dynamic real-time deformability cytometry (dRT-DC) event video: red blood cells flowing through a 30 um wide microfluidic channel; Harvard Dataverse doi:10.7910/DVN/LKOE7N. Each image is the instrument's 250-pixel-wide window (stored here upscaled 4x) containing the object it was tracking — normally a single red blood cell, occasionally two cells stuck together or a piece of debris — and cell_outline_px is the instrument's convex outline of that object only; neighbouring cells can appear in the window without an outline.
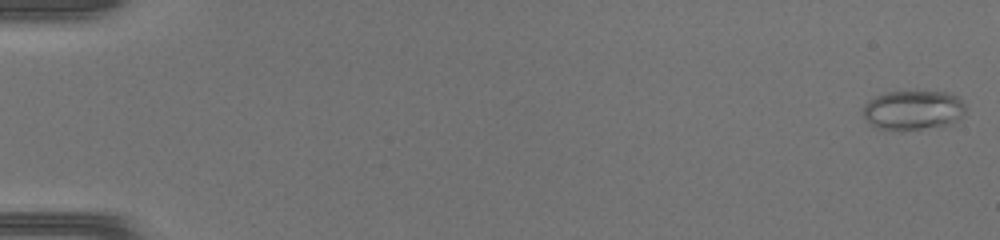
{"species": "common noctule bat (a hibernating species)", "species_latin": "Nyctalus noctula", "temperature_condition": "warm", "stored_images_in_passage": 50, "camera_frame_rate_fps": 3000, "um_per_image_px": 0.085, "animal": {"sex": "female", "body_mass_g": 17.0, "forearm_length_mm": 48.0}, "frame": {"image": 1, "passage_image": 1, "time_ms": 0.0, "image_size_px": [1000, 240], "cell_outline_px": [[964, 116], [952, 124], [920, 128], [876, 128], [864, 116], [864, 104], [868, 100], [876, 96], [888, 92], [948, 92], [956, 96], [964, 104]], "centroid_in_image_um": [77.65, 9.33], "position_along_channel_um": 7.4, "area_um2": 22.95}}
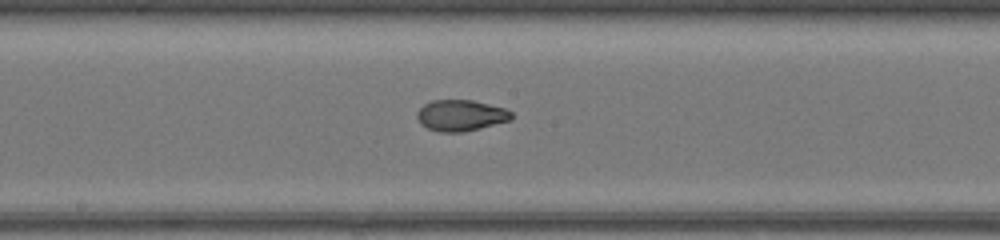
{"frame": {"image": 2, "passage_image": 28, "time_ms": 9.0, "image_size_px": [1000, 240], "cell_outline_px": [[512, 120], [464, 132], [440, 132], [428, 128], [420, 124], [416, 116], [416, 112], [424, 104], [432, 100], [472, 100], [504, 108], [512, 112]], "centroid_in_image_um": [39.15, 9.81], "position_along_channel_um": 209.1, "area_um2": 17.17}}
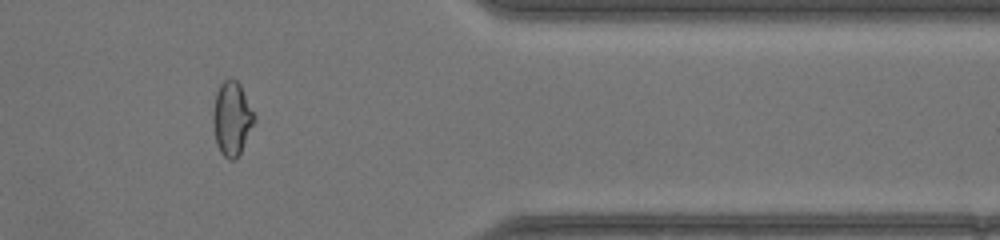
{"frame": {"image": 3, "passage_image": 42, "time_ms": 13.667, "image_size_px": [1000, 240], "cell_outline_px": [[256, 120], [236, 160], [228, 160], [220, 152], [216, 144], [212, 120], [212, 116], [216, 92], [220, 84], [224, 80], [236, 80], [240, 84], [256, 116]], "centroid_in_image_um": [19.71, 10.1], "position_along_channel_um": 391.7, "area_um2": 17.8}, "authors_computed_cell_mechanics": {"area_um2": 18.9584, "velocity_mm_per_s": 4.2763, "shape_relaxation_time_tau1_ms": null, "shape_relaxation_time_tau2_ms": 1.3642, "deformation_change_tau1": null, "deformation_change_tau2": 0.0558}}